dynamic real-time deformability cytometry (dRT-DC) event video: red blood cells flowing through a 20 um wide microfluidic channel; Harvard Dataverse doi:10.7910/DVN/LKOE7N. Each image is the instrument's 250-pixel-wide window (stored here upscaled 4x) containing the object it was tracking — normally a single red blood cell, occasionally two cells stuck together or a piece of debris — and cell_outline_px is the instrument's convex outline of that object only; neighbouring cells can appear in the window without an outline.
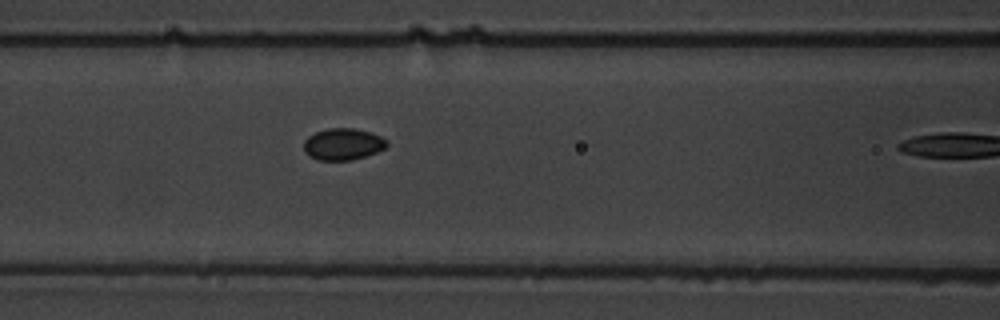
{"species": "common noctule bat (a hibernating species)", "species_latin": "Nyctalus noctula", "temperature_condition": "warm", "stored_images_in_passage": 5, "camera_frame_rate_fps": 3000, "um_per_image_px": 0.085, "animal": {"sex": "male", "body_mass_g": 19.5, "forearm_length_mm": 54.6}, "frame": {"image": 1, "passage_image": 4, "time_ms": 4.333, "image_size_px": [1000, 320], "cell_outline_px": [[388, 144], [384, 148], [376, 152], [352, 160], [316, 160], [308, 156], [304, 152], [304, 140], [308, 136], [316, 132], [328, 128], [356, 128], [372, 132], [388, 140]], "centroid_in_image_um": [29.14, 12.25], "position_along_channel_um": 137.5, "area_um2": 15.49}}